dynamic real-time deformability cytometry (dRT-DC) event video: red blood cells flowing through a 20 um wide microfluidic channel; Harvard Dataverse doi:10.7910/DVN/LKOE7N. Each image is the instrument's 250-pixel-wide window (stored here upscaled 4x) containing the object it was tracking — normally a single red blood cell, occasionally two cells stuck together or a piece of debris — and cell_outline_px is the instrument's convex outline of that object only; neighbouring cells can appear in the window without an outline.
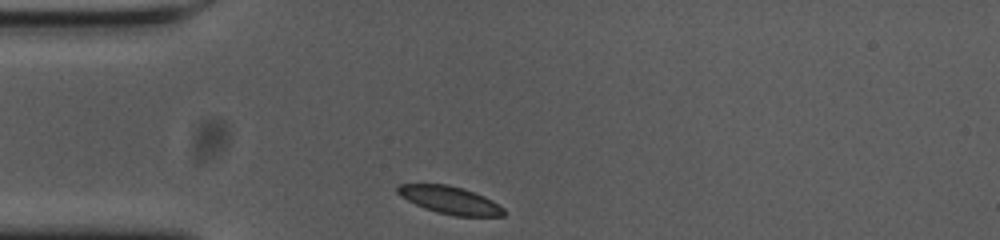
{"species": "common noctule bat (a hibernating species)", "species_latin": "Nyctalus noctula", "temperature_condition": "cold", "stored_images_in_passage": 31, "camera_frame_rate_fps": 3000, "um_per_image_px": 0.085, "animal": {"sex": "female", "body_mass_g": 23.0, "forearm_length_mm": 53.4}, "frame": {"image": 1, "passage_image": 1, "time_ms": 0.0, "image_size_px": [1000, 240], "cell_outline_px": [[504, 216], [456, 216], [436, 212], [424, 208], [400, 196], [396, 192], [396, 188], [400, 184], [448, 184], [484, 196], [492, 200], [504, 208]], "centroid_in_image_um": [38.23, 17.01], "position_along_channel_um": 46.8, "area_um2": 16.94}}
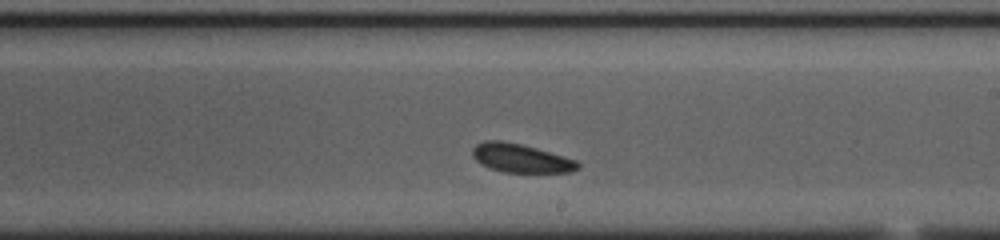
{"frame": {"image": 2, "passage_image": 19, "time_ms": 6.0, "image_size_px": [1000, 240], "cell_outline_px": [[580, 168], [572, 172], [504, 172], [488, 168], [476, 160], [472, 156], [472, 148], [476, 144], [484, 140], [500, 140], [520, 144], [536, 148], [564, 156], [576, 160], [580, 164]], "centroid_in_image_um": [44.26, 13.44], "position_along_channel_um": 244.7, "area_um2": 17.63}}
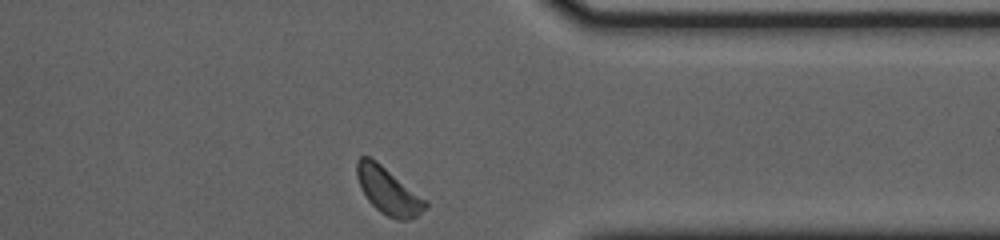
{"frame": {"image": 3, "passage_image": 31, "time_ms": 10.0, "image_size_px": [1000, 240], "cell_outline_px": [[428, 204], [416, 216], [408, 220], [396, 220], [380, 212], [368, 200], [360, 188], [356, 176], [356, 160], [360, 156], [368, 156], [376, 160], [428, 200]], "centroid_in_image_um": [32.98, 16.2], "position_along_channel_um": 378.4, "area_um2": 18.84}, "authors_computed_cell_mechanics": {"area_um2": 17.629, "velocity_mm_per_s": 3.5607, "shape_relaxation_time_tau1_ms": null, "shape_relaxation_time_tau2_ms": 2.6063, "deformation_change_tau1": null, "deformation_change_tau2": 0.0838}}